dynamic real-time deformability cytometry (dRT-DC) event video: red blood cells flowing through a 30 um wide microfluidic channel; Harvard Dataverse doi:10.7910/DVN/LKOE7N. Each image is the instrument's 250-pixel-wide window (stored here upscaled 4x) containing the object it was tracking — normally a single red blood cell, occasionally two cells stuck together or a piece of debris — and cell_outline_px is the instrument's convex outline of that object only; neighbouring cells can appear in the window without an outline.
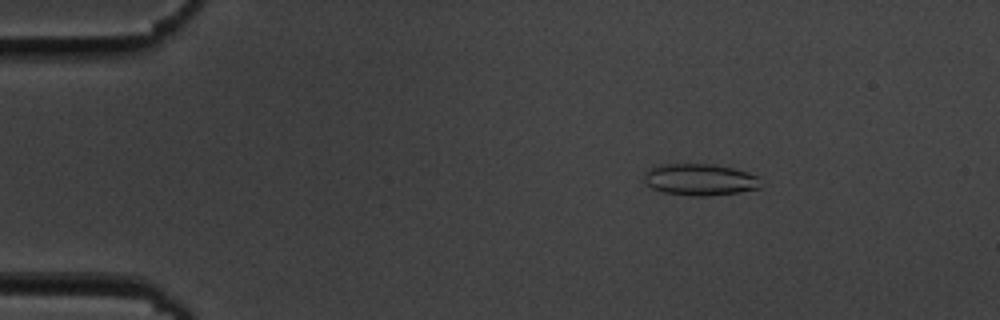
{"species": "common noctule bat (a hibernating species)", "species_latin": "Nyctalus noctula", "temperature_condition": "cold", "stored_images_in_passage": 56, "camera_frame_rate_fps": 3000, "um_per_image_px": 0.085, "animal": {"sex": "male", "body_mass_g": 19.5, "forearm_length_mm": 54.6}, "frame": {"image": 1, "passage_image": 9, "time_ms": 2.667, "image_size_px": [1000, 320], "cell_outline_px": [[760, 188], [740, 192], [704, 196], [692, 196], [664, 192], [652, 188], [644, 180], [644, 172], [648, 168], [656, 164], [712, 164], [732, 168], [748, 172], [756, 176]], "centroid_in_image_um": [59.43, 15.26], "position_along_channel_um": 25.6, "area_um2": 21.44}}
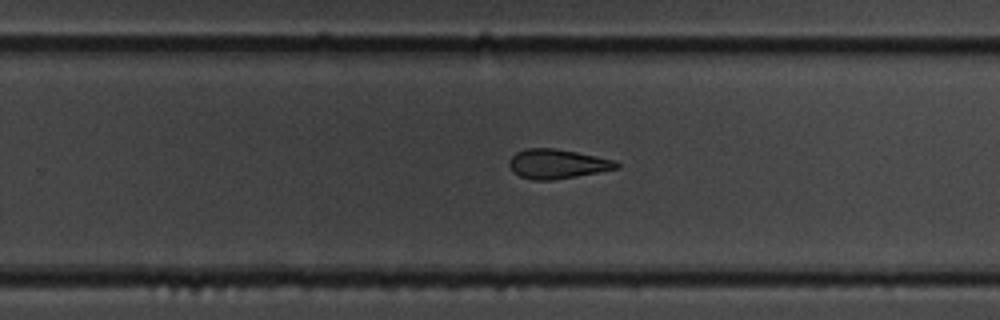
{"frame": {"image": 2, "passage_image": 36, "time_ms": 11.667, "image_size_px": [1000, 320], "cell_outline_px": [[620, 168], [576, 176], [552, 180], [532, 180], [520, 176], [512, 172], [508, 164], [508, 160], [516, 152], [528, 148], [556, 148], [616, 160], [620, 164]], "centroid_in_image_um": [47.35, 13.93], "position_along_channel_um": 282.4, "area_um2": 18.5}}
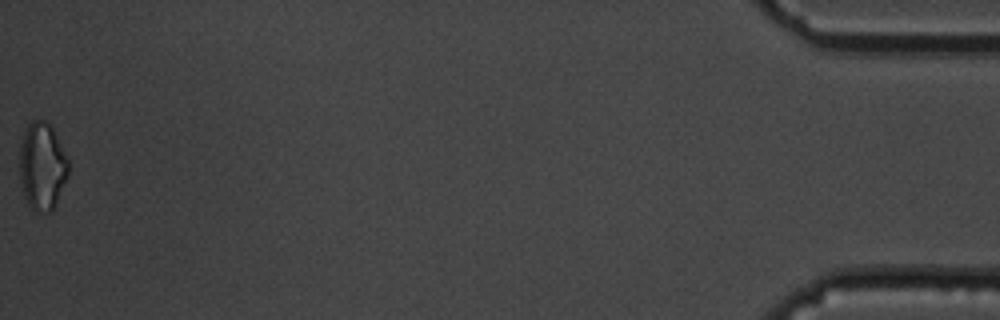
{"frame": {"image": 3, "passage_image": 56, "time_ms": 18.333, "image_size_px": [1000, 320], "cell_outline_px": [[68, 176], [52, 212], [48, 212], [32, 208], [28, 204], [24, 196], [20, 180], [20, 144], [24, 128], [32, 120], [44, 120], [52, 128], [68, 160]], "centroid_in_image_um": [3.57, 14.11], "position_along_channel_um": 431.6, "area_um2": 24.68}, "authors_computed_cell_mechanics": {"area_um2": 19.4497, "velocity_mm_per_s": 3.6367, "shape_relaxation_time_tau1_ms": 5.2892, "shape_relaxation_time_tau2_ms": 3.3269, "deformation_change_tau1": 0.1366, "deformation_change_tau2": 0.1185}}